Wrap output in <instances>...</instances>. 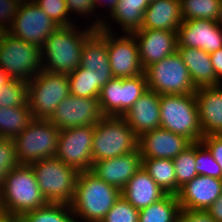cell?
Listing matches in <instances>:
<instances>
[{"label":"cell","instance_id":"cell-6","mask_svg":"<svg viewBox=\"0 0 222 222\" xmlns=\"http://www.w3.org/2000/svg\"><path fill=\"white\" fill-rule=\"evenodd\" d=\"M137 148L138 137L122 116H103L95 124L93 162L126 155Z\"/></svg>","mask_w":222,"mask_h":222},{"label":"cell","instance_id":"cell-30","mask_svg":"<svg viewBox=\"0 0 222 222\" xmlns=\"http://www.w3.org/2000/svg\"><path fill=\"white\" fill-rule=\"evenodd\" d=\"M71 206L47 203L45 206L23 214L20 222H76Z\"/></svg>","mask_w":222,"mask_h":222},{"label":"cell","instance_id":"cell-25","mask_svg":"<svg viewBox=\"0 0 222 222\" xmlns=\"http://www.w3.org/2000/svg\"><path fill=\"white\" fill-rule=\"evenodd\" d=\"M177 52L189 70L191 81L196 88L222 84L214 72L209 53L191 47H177Z\"/></svg>","mask_w":222,"mask_h":222},{"label":"cell","instance_id":"cell-11","mask_svg":"<svg viewBox=\"0 0 222 222\" xmlns=\"http://www.w3.org/2000/svg\"><path fill=\"white\" fill-rule=\"evenodd\" d=\"M145 74L148 89L160 95H185L197 90L178 52L151 64L145 69Z\"/></svg>","mask_w":222,"mask_h":222},{"label":"cell","instance_id":"cell-28","mask_svg":"<svg viewBox=\"0 0 222 222\" xmlns=\"http://www.w3.org/2000/svg\"><path fill=\"white\" fill-rule=\"evenodd\" d=\"M181 206L175 194H166L148 207L139 210V222H178Z\"/></svg>","mask_w":222,"mask_h":222},{"label":"cell","instance_id":"cell-40","mask_svg":"<svg viewBox=\"0 0 222 222\" xmlns=\"http://www.w3.org/2000/svg\"><path fill=\"white\" fill-rule=\"evenodd\" d=\"M102 222H139V210L120 196Z\"/></svg>","mask_w":222,"mask_h":222},{"label":"cell","instance_id":"cell-29","mask_svg":"<svg viewBox=\"0 0 222 222\" xmlns=\"http://www.w3.org/2000/svg\"><path fill=\"white\" fill-rule=\"evenodd\" d=\"M142 166L166 194L176 195L173 159L142 158Z\"/></svg>","mask_w":222,"mask_h":222},{"label":"cell","instance_id":"cell-24","mask_svg":"<svg viewBox=\"0 0 222 222\" xmlns=\"http://www.w3.org/2000/svg\"><path fill=\"white\" fill-rule=\"evenodd\" d=\"M165 195L143 166L121 190V196L138 210L150 206Z\"/></svg>","mask_w":222,"mask_h":222},{"label":"cell","instance_id":"cell-34","mask_svg":"<svg viewBox=\"0 0 222 222\" xmlns=\"http://www.w3.org/2000/svg\"><path fill=\"white\" fill-rule=\"evenodd\" d=\"M28 104V82L11 79L0 88V107H20Z\"/></svg>","mask_w":222,"mask_h":222},{"label":"cell","instance_id":"cell-48","mask_svg":"<svg viewBox=\"0 0 222 222\" xmlns=\"http://www.w3.org/2000/svg\"><path fill=\"white\" fill-rule=\"evenodd\" d=\"M0 222H20L19 217L6 212L0 213Z\"/></svg>","mask_w":222,"mask_h":222},{"label":"cell","instance_id":"cell-35","mask_svg":"<svg viewBox=\"0 0 222 222\" xmlns=\"http://www.w3.org/2000/svg\"><path fill=\"white\" fill-rule=\"evenodd\" d=\"M70 94L77 97L95 98L99 97L100 90L93 87L92 77L87 69L79 66L68 74Z\"/></svg>","mask_w":222,"mask_h":222},{"label":"cell","instance_id":"cell-21","mask_svg":"<svg viewBox=\"0 0 222 222\" xmlns=\"http://www.w3.org/2000/svg\"><path fill=\"white\" fill-rule=\"evenodd\" d=\"M195 95L203 136L222 135V84L198 87Z\"/></svg>","mask_w":222,"mask_h":222},{"label":"cell","instance_id":"cell-42","mask_svg":"<svg viewBox=\"0 0 222 222\" xmlns=\"http://www.w3.org/2000/svg\"><path fill=\"white\" fill-rule=\"evenodd\" d=\"M201 143L210 151L222 171V135L203 136Z\"/></svg>","mask_w":222,"mask_h":222},{"label":"cell","instance_id":"cell-26","mask_svg":"<svg viewBox=\"0 0 222 222\" xmlns=\"http://www.w3.org/2000/svg\"><path fill=\"white\" fill-rule=\"evenodd\" d=\"M153 0H119L110 14L111 21L115 20L123 32L132 33L140 29L144 12Z\"/></svg>","mask_w":222,"mask_h":222},{"label":"cell","instance_id":"cell-17","mask_svg":"<svg viewBox=\"0 0 222 222\" xmlns=\"http://www.w3.org/2000/svg\"><path fill=\"white\" fill-rule=\"evenodd\" d=\"M132 33L138 45L140 62L144 70L177 52V31L137 29Z\"/></svg>","mask_w":222,"mask_h":222},{"label":"cell","instance_id":"cell-43","mask_svg":"<svg viewBox=\"0 0 222 222\" xmlns=\"http://www.w3.org/2000/svg\"><path fill=\"white\" fill-rule=\"evenodd\" d=\"M178 222H216L206 210L181 209Z\"/></svg>","mask_w":222,"mask_h":222},{"label":"cell","instance_id":"cell-44","mask_svg":"<svg viewBox=\"0 0 222 222\" xmlns=\"http://www.w3.org/2000/svg\"><path fill=\"white\" fill-rule=\"evenodd\" d=\"M69 14L80 13V15L91 16L95 11L94 0H65Z\"/></svg>","mask_w":222,"mask_h":222},{"label":"cell","instance_id":"cell-15","mask_svg":"<svg viewBox=\"0 0 222 222\" xmlns=\"http://www.w3.org/2000/svg\"><path fill=\"white\" fill-rule=\"evenodd\" d=\"M80 66L87 69L93 87L100 91L114 77L107 51V30L99 28L85 41Z\"/></svg>","mask_w":222,"mask_h":222},{"label":"cell","instance_id":"cell-4","mask_svg":"<svg viewBox=\"0 0 222 222\" xmlns=\"http://www.w3.org/2000/svg\"><path fill=\"white\" fill-rule=\"evenodd\" d=\"M160 127L185 136L192 143L201 142L203 133L195 93L160 95Z\"/></svg>","mask_w":222,"mask_h":222},{"label":"cell","instance_id":"cell-22","mask_svg":"<svg viewBox=\"0 0 222 222\" xmlns=\"http://www.w3.org/2000/svg\"><path fill=\"white\" fill-rule=\"evenodd\" d=\"M137 137L160 127V94L148 89L122 115Z\"/></svg>","mask_w":222,"mask_h":222},{"label":"cell","instance_id":"cell-27","mask_svg":"<svg viewBox=\"0 0 222 222\" xmlns=\"http://www.w3.org/2000/svg\"><path fill=\"white\" fill-rule=\"evenodd\" d=\"M33 119L28 104L20 107H0L1 137L14 139L26 129Z\"/></svg>","mask_w":222,"mask_h":222},{"label":"cell","instance_id":"cell-47","mask_svg":"<svg viewBox=\"0 0 222 222\" xmlns=\"http://www.w3.org/2000/svg\"><path fill=\"white\" fill-rule=\"evenodd\" d=\"M118 2H119V0H94L95 10H96V8H99L100 5H101V7H105V8L107 6L106 9H108L110 11V14H111V12L114 10V8L116 7Z\"/></svg>","mask_w":222,"mask_h":222},{"label":"cell","instance_id":"cell-46","mask_svg":"<svg viewBox=\"0 0 222 222\" xmlns=\"http://www.w3.org/2000/svg\"><path fill=\"white\" fill-rule=\"evenodd\" d=\"M206 211L216 222H222V194Z\"/></svg>","mask_w":222,"mask_h":222},{"label":"cell","instance_id":"cell-16","mask_svg":"<svg viewBox=\"0 0 222 222\" xmlns=\"http://www.w3.org/2000/svg\"><path fill=\"white\" fill-rule=\"evenodd\" d=\"M177 47L199 48L207 53L222 48V27L214 20L183 21L177 30Z\"/></svg>","mask_w":222,"mask_h":222},{"label":"cell","instance_id":"cell-39","mask_svg":"<svg viewBox=\"0 0 222 222\" xmlns=\"http://www.w3.org/2000/svg\"><path fill=\"white\" fill-rule=\"evenodd\" d=\"M35 3L43 10V12L56 22L59 26H71L73 19L69 14L65 0H35Z\"/></svg>","mask_w":222,"mask_h":222},{"label":"cell","instance_id":"cell-38","mask_svg":"<svg viewBox=\"0 0 222 222\" xmlns=\"http://www.w3.org/2000/svg\"><path fill=\"white\" fill-rule=\"evenodd\" d=\"M14 139L2 138L0 141V189L7 174L20 166Z\"/></svg>","mask_w":222,"mask_h":222},{"label":"cell","instance_id":"cell-50","mask_svg":"<svg viewBox=\"0 0 222 222\" xmlns=\"http://www.w3.org/2000/svg\"><path fill=\"white\" fill-rule=\"evenodd\" d=\"M7 32H8V30L5 27H3L2 25H0V43H1L2 39L5 37Z\"/></svg>","mask_w":222,"mask_h":222},{"label":"cell","instance_id":"cell-18","mask_svg":"<svg viewBox=\"0 0 222 222\" xmlns=\"http://www.w3.org/2000/svg\"><path fill=\"white\" fill-rule=\"evenodd\" d=\"M191 144L185 136L161 127L138 137V148L142 158L174 159Z\"/></svg>","mask_w":222,"mask_h":222},{"label":"cell","instance_id":"cell-2","mask_svg":"<svg viewBox=\"0 0 222 222\" xmlns=\"http://www.w3.org/2000/svg\"><path fill=\"white\" fill-rule=\"evenodd\" d=\"M120 196L121 191L117 187L107 184L90 170L79 172L70 203L76 222L80 219L84 222H102Z\"/></svg>","mask_w":222,"mask_h":222},{"label":"cell","instance_id":"cell-13","mask_svg":"<svg viewBox=\"0 0 222 222\" xmlns=\"http://www.w3.org/2000/svg\"><path fill=\"white\" fill-rule=\"evenodd\" d=\"M58 27L35 2H29L20 4L8 32L29 44L42 47Z\"/></svg>","mask_w":222,"mask_h":222},{"label":"cell","instance_id":"cell-19","mask_svg":"<svg viewBox=\"0 0 222 222\" xmlns=\"http://www.w3.org/2000/svg\"><path fill=\"white\" fill-rule=\"evenodd\" d=\"M142 167L139 148L126 155L93 162L90 171L120 191Z\"/></svg>","mask_w":222,"mask_h":222},{"label":"cell","instance_id":"cell-23","mask_svg":"<svg viewBox=\"0 0 222 222\" xmlns=\"http://www.w3.org/2000/svg\"><path fill=\"white\" fill-rule=\"evenodd\" d=\"M182 22L180 0H153L144 12L140 29L177 31Z\"/></svg>","mask_w":222,"mask_h":222},{"label":"cell","instance_id":"cell-8","mask_svg":"<svg viewBox=\"0 0 222 222\" xmlns=\"http://www.w3.org/2000/svg\"><path fill=\"white\" fill-rule=\"evenodd\" d=\"M0 67L11 79L28 82L42 70L41 47L7 32L0 43Z\"/></svg>","mask_w":222,"mask_h":222},{"label":"cell","instance_id":"cell-1","mask_svg":"<svg viewBox=\"0 0 222 222\" xmlns=\"http://www.w3.org/2000/svg\"><path fill=\"white\" fill-rule=\"evenodd\" d=\"M76 26H59L45 40L41 47L42 70L70 74L80 66L83 45L97 29L87 26L81 32Z\"/></svg>","mask_w":222,"mask_h":222},{"label":"cell","instance_id":"cell-31","mask_svg":"<svg viewBox=\"0 0 222 222\" xmlns=\"http://www.w3.org/2000/svg\"><path fill=\"white\" fill-rule=\"evenodd\" d=\"M221 0H180L183 21L207 19L217 21Z\"/></svg>","mask_w":222,"mask_h":222},{"label":"cell","instance_id":"cell-9","mask_svg":"<svg viewBox=\"0 0 222 222\" xmlns=\"http://www.w3.org/2000/svg\"><path fill=\"white\" fill-rule=\"evenodd\" d=\"M104 18H96L91 24L95 29L107 30V51L113 76L116 78L135 77L145 72L138 52V45L133 33L116 37L110 22ZM97 20V21H96ZM109 22V24L107 23Z\"/></svg>","mask_w":222,"mask_h":222},{"label":"cell","instance_id":"cell-49","mask_svg":"<svg viewBox=\"0 0 222 222\" xmlns=\"http://www.w3.org/2000/svg\"><path fill=\"white\" fill-rule=\"evenodd\" d=\"M11 80L10 76L0 67V88Z\"/></svg>","mask_w":222,"mask_h":222},{"label":"cell","instance_id":"cell-45","mask_svg":"<svg viewBox=\"0 0 222 222\" xmlns=\"http://www.w3.org/2000/svg\"><path fill=\"white\" fill-rule=\"evenodd\" d=\"M212 66L217 78L222 82V48L210 53Z\"/></svg>","mask_w":222,"mask_h":222},{"label":"cell","instance_id":"cell-37","mask_svg":"<svg viewBox=\"0 0 222 222\" xmlns=\"http://www.w3.org/2000/svg\"><path fill=\"white\" fill-rule=\"evenodd\" d=\"M195 161L198 175L222 179V171L210 151L201 143H195Z\"/></svg>","mask_w":222,"mask_h":222},{"label":"cell","instance_id":"cell-20","mask_svg":"<svg viewBox=\"0 0 222 222\" xmlns=\"http://www.w3.org/2000/svg\"><path fill=\"white\" fill-rule=\"evenodd\" d=\"M222 194V179L198 175L177 194L181 209L207 210Z\"/></svg>","mask_w":222,"mask_h":222},{"label":"cell","instance_id":"cell-5","mask_svg":"<svg viewBox=\"0 0 222 222\" xmlns=\"http://www.w3.org/2000/svg\"><path fill=\"white\" fill-rule=\"evenodd\" d=\"M48 203L68 204L73 200L79 172L56 156L29 164Z\"/></svg>","mask_w":222,"mask_h":222},{"label":"cell","instance_id":"cell-33","mask_svg":"<svg viewBox=\"0 0 222 222\" xmlns=\"http://www.w3.org/2000/svg\"><path fill=\"white\" fill-rule=\"evenodd\" d=\"M176 177V195L180 188L187 182L198 176L195 161V143H192L184 151L173 159Z\"/></svg>","mask_w":222,"mask_h":222},{"label":"cell","instance_id":"cell-10","mask_svg":"<svg viewBox=\"0 0 222 222\" xmlns=\"http://www.w3.org/2000/svg\"><path fill=\"white\" fill-rule=\"evenodd\" d=\"M59 132L49 120L33 119L14 138L19 162L29 165L34 161L56 156Z\"/></svg>","mask_w":222,"mask_h":222},{"label":"cell","instance_id":"cell-14","mask_svg":"<svg viewBox=\"0 0 222 222\" xmlns=\"http://www.w3.org/2000/svg\"><path fill=\"white\" fill-rule=\"evenodd\" d=\"M103 116L99 97L84 98L69 94L58 104L49 121L59 130H64L95 125Z\"/></svg>","mask_w":222,"mask_h":222},{"label":"cell","instance_id":"cell-41","mask_svg":"<svg viewBox=\"0 0 222 222\" xmlns=\"http://www.w3.org/2000/svg\"><path fill=\"white\" fill-rule=\"evenodd\" d=\"M19 7L15 0H0V25L9 30Z\"/></svg>","mask_w":222,"mask_h":222},{"label":"cell","instance_id":"cell-36","mask_svg":"<svg viewBox=\"0 0 222 222\" xmlns=\"http://www.w3.org/2000/svg\"><path fill=\"white\" fill-rule=\"evenodd\" d=\"M148 90L145 72L135 77L122 78V115Z\"/></svg>","mask_w":222,"mask_h":222},{"label":"cell","instance_id":"cell-51","mask_svg":"<svg viewBox=\"0 0 222 222\" xmlns=\"http://www.w3.org/2000/svg\"><path fill=\"white\" fill-rule=\"evenodd\" d=\"M217 22L221 25L222 27V0L220 2V14H219V18L217 20Z\"/></svg>","mask_w":222,"mask_h":222},{"label":"cell","instance_id":"cell-52","mask_svg":"<svg viewBox=\"0 0 222 222\" xmlns=\"http://www.w3.org/2000/svg\"><path fill=\"white\" fill-rule=\"evenodd\" d=\"M17 1L19 4H25V3H29V2H35V0H15Z\"/></svg>","mask_w":222,"mask_h":222},{"label":"cell","instance_id":"cell-12","mask_svg":"<svg viewBox=\"0 0 222 222\" xmlns=\"http://www.w3.org/2000/svg\"><path fill=\"white\" fill-rule=\"evenodd\" d=\"M95 125H83L60 130L56 157L78 172L93 165L92 142Z\"/></svg>","mask_w":222,"mask_h":222},{"label":"cell","instance_id":"cell-3","mask_svg":"<svg viewBox=\"0 0 222 222\" xmlns=\"http://www.w3.org/2000/svg\"><path fill=\"white\" fill-rule=\"evenodd\" d=\"M47 203L30 165L21 164L7 174L0 189L2 212L20 218L23 214L43 207Z\"/></svg>","mask_w":222,"mask_h":222},{"label":"cell","instance_id":"cell-7","mask_svg":"<svg viewBox=\"0 0 222 222\" xmlns=\"http://www.w3.org/2000/svg\"><path fill=\"white\" fill-rule=\"evenodd\" d=\"M68 74L41 70L28 81V105L34 119L49 120L58 104L70 94Z\"/></svg>","mask_w":222,"mask_h":222},{"label":"cell","instance_id":"cell-32","mask_svg":"<svg viewBox=\"0 0 222 222\" xmlns=\"http://www.w3.org/2000/svg\"><path fill=\"white\" fill-rule=\"evenodd\" d=\"M99 104L104 116H122V78L113 77L101 88Z\"/></svg>","mask_w":222,"mask_h":222}]
</instances>
